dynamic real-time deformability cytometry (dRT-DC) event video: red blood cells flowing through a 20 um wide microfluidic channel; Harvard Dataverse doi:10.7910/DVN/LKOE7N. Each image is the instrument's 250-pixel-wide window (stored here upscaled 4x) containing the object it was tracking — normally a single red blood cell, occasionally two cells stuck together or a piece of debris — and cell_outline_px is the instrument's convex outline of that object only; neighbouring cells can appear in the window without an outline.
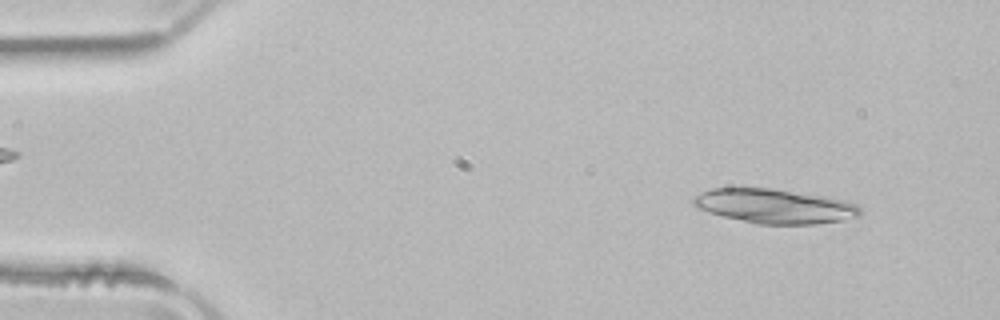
{"species": "common noctule bat (a hibernating species)", "species_latin": "Nyctalus noctula", "temperature_condition": "room temperature", "stored_images_in_passage": 26, "segment_of_instrument_passage": [1, 2], "camera_frame_rate_fps": 3000, "um_per_image_px": 0.085, "animal": {"sex": "male", "body_mass_g": 21.5, "forearm_length_mm": 52.0}, "frame": {"image": 1, "passage_image": 4, "time_ms": 1.0, "image_size_px": [1000, 320], "cell_outline_px": [[864, 212], [860, 216], [844, 220], [812, 224], [756, 224], [708, 212], [696, 208], [692, 204], [692, 196], [700, 192], [712, 188], [768, 188], [828, 196], [844, 200], [856, 204]], "centroid_in_image_um": [65.84, 17.52], "position_along_channel_um": 19.2, "area_um2": 33.7}}